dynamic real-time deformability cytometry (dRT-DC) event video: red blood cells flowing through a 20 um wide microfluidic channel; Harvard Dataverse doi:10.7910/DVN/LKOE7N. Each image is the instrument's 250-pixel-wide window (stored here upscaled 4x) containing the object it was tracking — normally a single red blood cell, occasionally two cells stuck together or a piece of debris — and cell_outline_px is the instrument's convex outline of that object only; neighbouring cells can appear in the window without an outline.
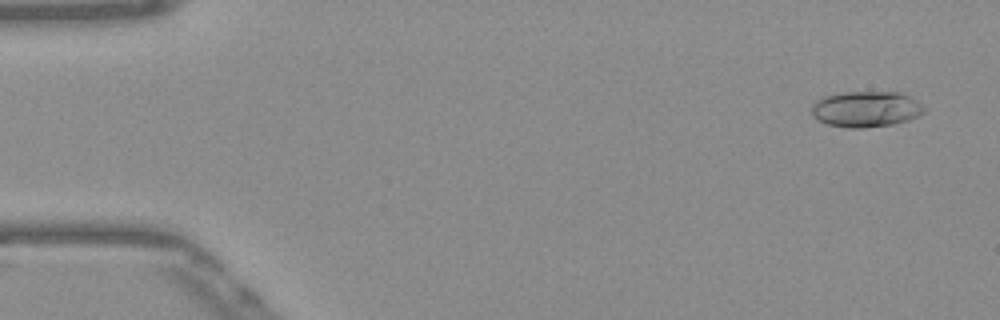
{"species": "Egyptian fruit bat (a non-hibernating species)", "species_latin": "Rousettus aegyptiacus", "temperature_condition": "warm", "stored_images_in_passage": 52, "camera_frame_rate_fps": 3000, "um_per_image_px": 0.085, "frame": {"image": 1, "passage_image": 3, "time_ms": 0.667, "image_size_px": [1000, 320], "cell_outline_px": [[928, 108], [924, 112], [908, 120], [892, 124], [864, 128], [848, 128], [828, 124], [812, 116], [812, 104], [816, 100], [824, 96], [840, 92], [900, 92], [916, 100]], "centroid_in_image_um": [73.61, 9.27], "position_along_channel_um": 11.4, "area_um2": 23.58}}
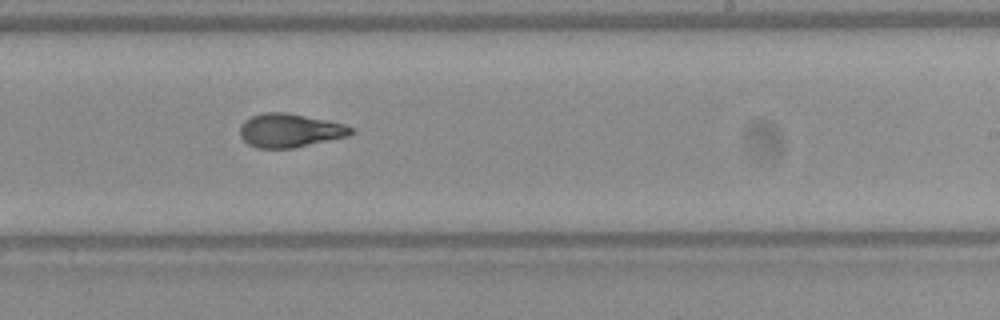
{"frame": {"image": 2, "passage_image": 32, "time_ms": 10.333, "image_size_px": [1000, 320], "cell_outline_px": [[356, 132], [348, 136], [292, 148], [256, 148], [248, 144], [240, 136], [240, 128], [244, 120], [252, 116], [264, 112], [288, 112], [344, 124], [352, 128]], "centroid_in_image_um": [24.62, 11.08], "position_along_channel_um": 264.4, "area_um2": 21.73}}
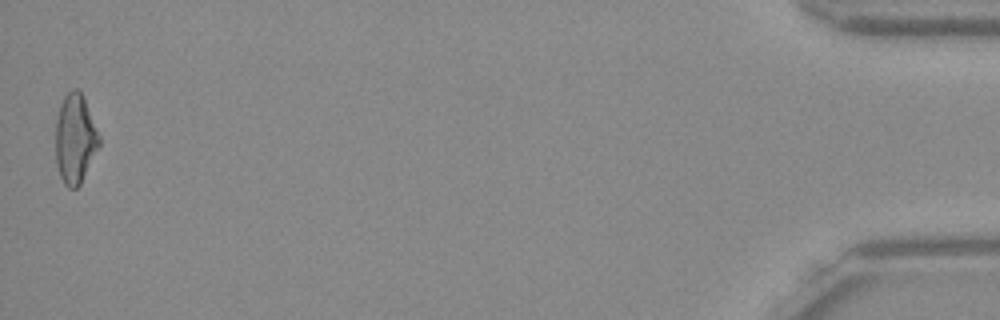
{"frame": {"image": 3, "passage_image": 52, "time_ms": 17.0, "image_size_px": [1000, 320], "cell_outline_px": [[100, 144], [80, 184], [76, 188], [68, 188], [64, 184], [60, 176], [56, 164], [56, 120], [60, 104], [64, 96], [72, 88], [76, 88], [84, 96], [100, 136]], "centroid_in_image_um": [6.38, 11.78], "position_along_channel_um": 428.8, "area_um2": 22.72}, "authors_computed_cell_mechanics": {"area_um2": 22.0796, "velocity_mm_per_s": 3.8856, "shape_relaxation_time_tau1_ms": 6.9068, "shape_relaxation_time_tau2_ms": 2.0317, "deformation_change_tau1": 0.2004, "deformation_change_tau2": 0.0901}}